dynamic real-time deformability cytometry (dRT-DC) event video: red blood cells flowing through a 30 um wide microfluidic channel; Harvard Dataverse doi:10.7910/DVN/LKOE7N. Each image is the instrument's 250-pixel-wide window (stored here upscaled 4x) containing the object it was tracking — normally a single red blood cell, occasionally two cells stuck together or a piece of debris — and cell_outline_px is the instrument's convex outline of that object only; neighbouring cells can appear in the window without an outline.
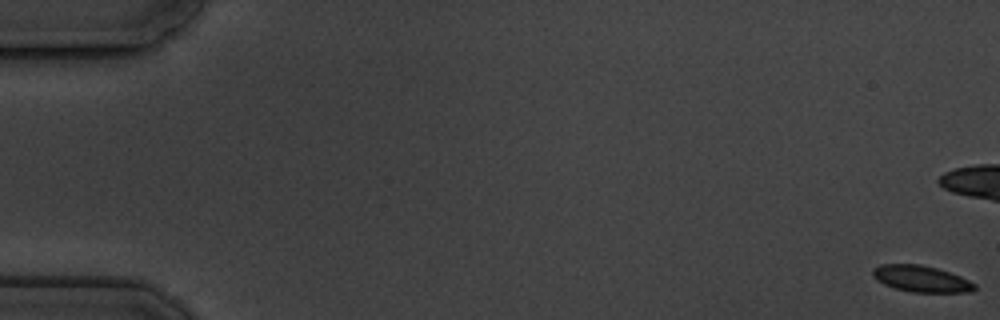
{"species": "common noctule bat (a hibernating species)", "species_latin": "Nyctalus noctula", "temperature_condition": "cold", "stored_images_in_passage": 7, "camera_frame_rate_fps": 3000, "um_per_image_px": 0.085, "animal": {"sex": "male", "body_mass_g": 19.5, "forearm_length_mm": 54.6}, "frame": {"image": 1, "passage_image": 1, "time_ms": 0.0, "image_size_px": [1000, 320], "cell_outline_px": [[976, 288], [972, 292], [912, 292], [896, 288], [884, 284], [876, 280], [872, 276], [872, 268], [880, 264], [920, 264], [936, 268], [960, 276], [976, 284]], "centroid_in_image_um": [78.28, 23.69], "position_along_channel_um": 6.7, "area_um2": 15.66}}